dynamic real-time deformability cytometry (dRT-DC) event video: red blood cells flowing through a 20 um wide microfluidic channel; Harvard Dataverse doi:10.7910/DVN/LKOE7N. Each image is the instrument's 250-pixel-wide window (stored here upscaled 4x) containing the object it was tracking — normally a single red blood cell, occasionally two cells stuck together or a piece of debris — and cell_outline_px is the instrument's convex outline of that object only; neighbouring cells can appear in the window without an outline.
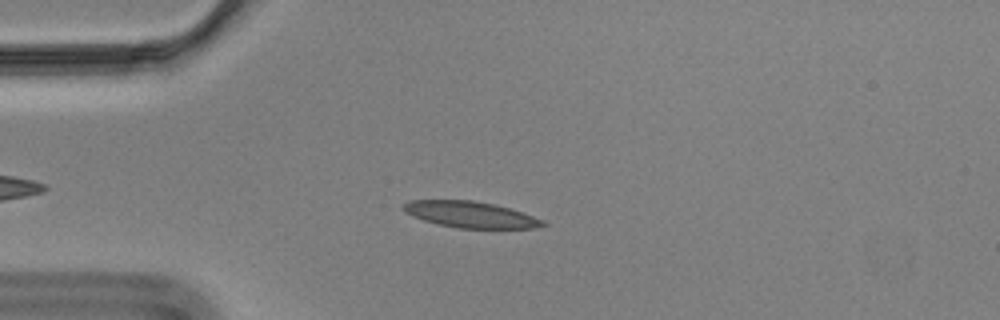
{"species": "Egyptian fruit bat (a non-hibernating species)", "species_latin": "Rousettus aegyptiacus", "temperature_condition": "cold", "stored_images_in_passage": 53, "camera_frame_rate_fps": 3000, "um_per_image_px": 0.085, "animal": {"sex": "male"}, "frame": {"image": 1, "passage_image": 10, "time_ms": 3.0, "image_size_px": [1000, 320], "cell_outline_px": [[548, 224], [536, 228], [456, 228], [424, 220], [412, 216], [404, 212], [400, 208], [408, 200], [472, 200], [492, 204], [508, 208], [544, 220]], "centroid_in_image_um": [39.95, 18.23], "position_along_channel_um": 45.1, "area_um2": 21.15}}
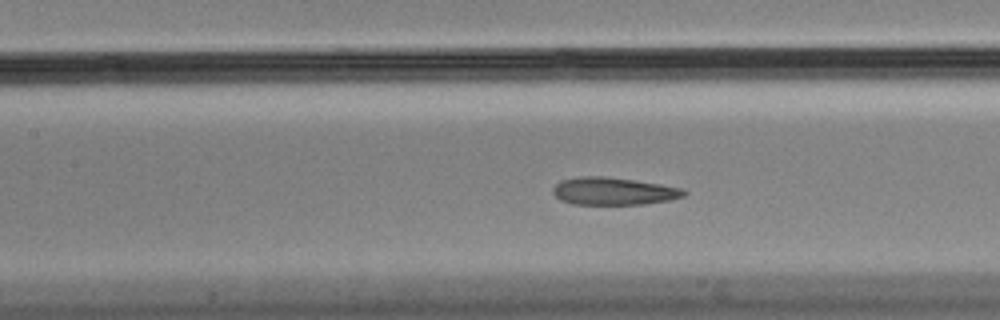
{"frame": {"image": 2, "passage_image": 21, "time_ms": 6.667, "image_size_px": [1000, 320], "cell_outline_px": [[688, 192], [684, 196], [668, 200], [644, 204], [572, 204], [560, 200], [552, 192], [552, 188], [560, 180], [580, 176], [604, 176], [636, 180], [684, 188]], "centroid_in_image_um": [52.14, 16.24], "position_along_channel_um": 155.3, "area_um2": 21.15}}
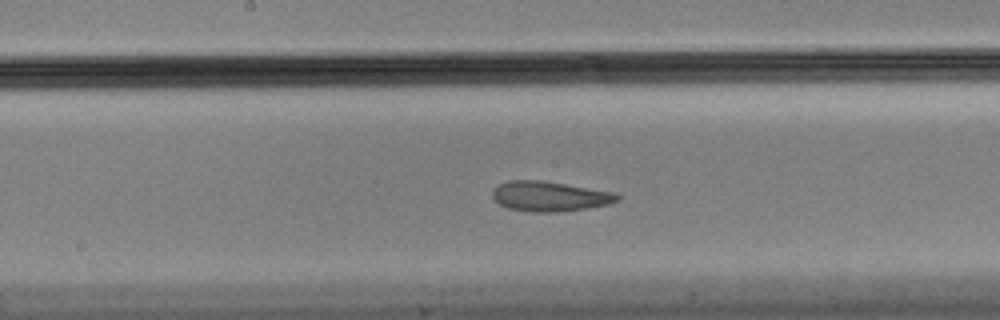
{"frame": {"image": 3, "passage_image": 25, "time_ms": 8.0, "image_size_px": [1000, 320], "cell_outline_px": [[620, 200], [608, 204], [584, 208], [556, 212], [528, 212], [508, 208], [500, 204], [492, 196], [492, 192], [500, 184], [508, 180], [540, 180], [616, 192], [620, 196]], "centroid_in_image_um": [46.73, 16.68], "position_along_channel_um": 201.5, "area_um2": 21.68}, "authors_computed_cell_mechanics": {"area_um2": 21.9062, "velocity_mm_per_s": 3.4705, "shape_relaxation_time_tau1_ms": null, "shape_relaxation_time_tau2_ms": 1.6051, "deformation_change_tau1": null, "deformation_change_tau2": 0.0813}}